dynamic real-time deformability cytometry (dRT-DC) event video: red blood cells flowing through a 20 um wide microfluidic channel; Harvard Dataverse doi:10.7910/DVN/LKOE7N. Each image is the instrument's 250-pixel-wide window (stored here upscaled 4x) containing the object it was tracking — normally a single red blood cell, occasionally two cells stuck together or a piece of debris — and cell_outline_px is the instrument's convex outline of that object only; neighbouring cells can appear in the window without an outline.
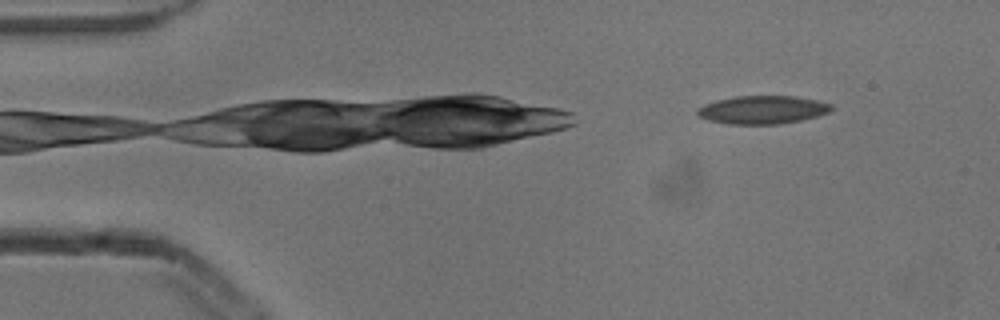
{"species": "common noctule bat (a hibernating species)", "species_latin": "Nyctalus noctula", "temperature_condition": "cold", "stored_images_in_passage": 5, "camera_frame_rate_fps": 3000, "um_per_image_px": 0.085, "animal": {"sex": "male", "body_mass_g": 13.3}, "frame": {"image": 1, "passage_image": 2, "time_ms": 0.333, "image_size_px": [1000, 320], "cell_outline_px": [[832, 108], [828, 112], [816, 116], [800, 120], [780, 124], [728, 124], [708, 120], [696, 116], [696, 108], [704, 104], [716, 100], [736, 96], [792, 96], [816, 100], [832, 104]], "centroid_in_image_um": [64.75, 9.33], "position_along_channel_um": 20.3, "area_um2": 22.02}}